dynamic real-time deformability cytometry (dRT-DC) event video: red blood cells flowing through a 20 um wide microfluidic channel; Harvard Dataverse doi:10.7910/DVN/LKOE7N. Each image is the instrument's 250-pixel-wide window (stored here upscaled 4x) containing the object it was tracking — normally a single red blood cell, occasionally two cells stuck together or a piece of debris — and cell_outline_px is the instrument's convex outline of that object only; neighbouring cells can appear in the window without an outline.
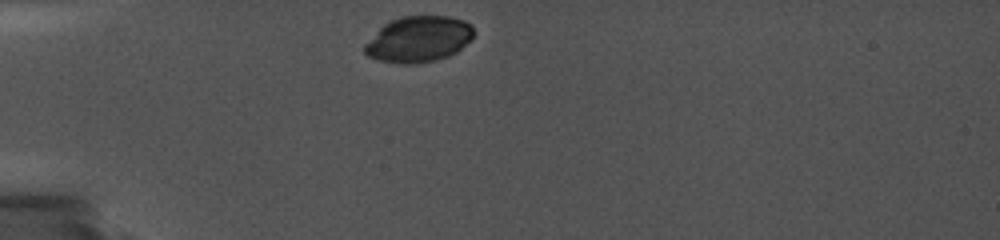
{"species": "common noctule bat (a hibernating species)", "species_latin": "Nyctalus noctula", "temperature_condition": "cold", "stored_images_in_passage": 38, "camera_frame_rate_fps": 5000, "um_per_image_px": 0.085, "animal": {"sex": "female", "body_mass_g": 19.0, "forearm_length_mm": 56.7}, "frame": {"image": 1, "passage_image": 1, "time_ms": 0.0, "image_size_px": [1000, 240], "cell_outline_px": [[472, 40], [456, 52], [448, 56], [436, 60], [420, 64], [400, 64], [376, 60], [368, 56], [364, 52], [364, 44], [384, 24], [400, 16], [448, 16], [464, 20], [472, 24]], "centroid_in_image_um": [35.57, 3.34], "position_along_channel_um": 49.4, "area_um2": 29.42}}